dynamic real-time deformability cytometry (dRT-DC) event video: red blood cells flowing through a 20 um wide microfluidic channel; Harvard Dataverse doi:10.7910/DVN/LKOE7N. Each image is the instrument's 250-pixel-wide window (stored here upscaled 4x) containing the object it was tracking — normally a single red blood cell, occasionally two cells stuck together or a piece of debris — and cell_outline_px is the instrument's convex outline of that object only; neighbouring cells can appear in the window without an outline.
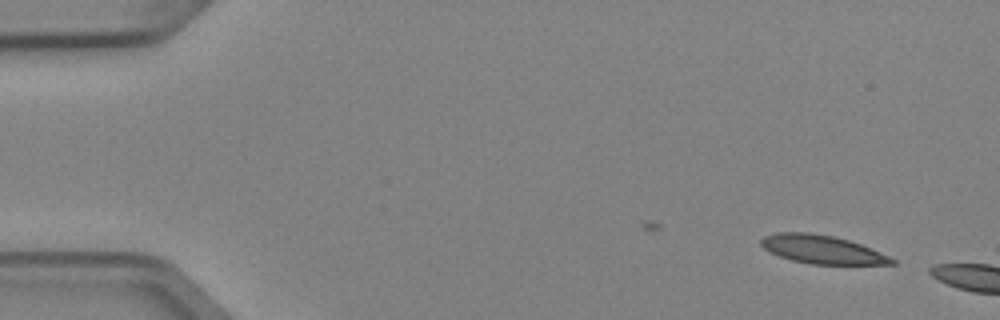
{"species": "Egyptian fruit bat (a non-hibernating species)", "species_latin": "Rousettus aegyptiacus", "temperature_condition": "cold", "stored_images_in_passage": 3, "camera_frame_rate_fps": 3000, "um_per_image_px": 0.085, "animal": {"sex": "female"}, "frame": {"image": 1, "passage_image": 3, "time_ms": 0.667, "image_size_px": [1000, 320], "cell_outline_px": [[896, 264], [812, 264], [792, 260], [780, 256], [764, 248], [760, 244], [760, 240], [764, 236], [776, 232], [808, 232], [832, 236], [848, 240], [860, 244], [888, 256], [896, 260]], "centroid_in_image_um": [69.85, 21.2], "position_along_channel_um": 15.2, "area_um2": 21.33}}